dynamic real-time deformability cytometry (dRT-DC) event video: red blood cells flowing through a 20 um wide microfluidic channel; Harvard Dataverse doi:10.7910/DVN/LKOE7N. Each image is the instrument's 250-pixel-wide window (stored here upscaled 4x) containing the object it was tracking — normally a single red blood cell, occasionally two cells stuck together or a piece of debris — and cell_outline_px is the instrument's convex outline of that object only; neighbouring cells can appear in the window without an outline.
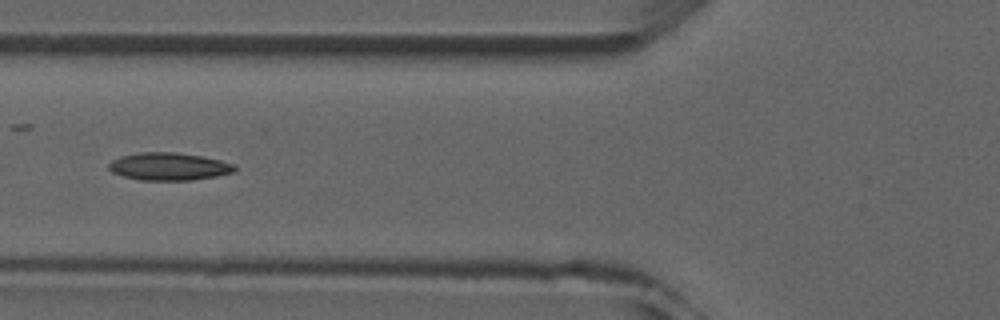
{"species": "common noctule bat (a hibernating species)", "species_latin": "Nyctalus noctula", "temperature_condition": "room temperature", "stored_images_in_passage": 6, "camera_frame_rate_fps": 3000, "um_per_image_px": 0.085, "animal": {"sex": "male", "forearm_length_mm": 52.5}, "frame": {"image": 1, "passage_image": 6, "time_ms": 6.333, "image_size_px": [1000, 320], "cell_outline_px": [[236, 168], [232, 172], [216, 176], [192, 180], [140, 180], [124, 176], [112, 172], [108, 168], [108, 164], [112, 160], [120, 156], [140, 152], [176, 152], [200, 156], [220, 160], [236, 164]], "centroid_in_image_um": [14.34, 14.15], "position_along_channel_um": 111.5, "area_um2": 20.23}}